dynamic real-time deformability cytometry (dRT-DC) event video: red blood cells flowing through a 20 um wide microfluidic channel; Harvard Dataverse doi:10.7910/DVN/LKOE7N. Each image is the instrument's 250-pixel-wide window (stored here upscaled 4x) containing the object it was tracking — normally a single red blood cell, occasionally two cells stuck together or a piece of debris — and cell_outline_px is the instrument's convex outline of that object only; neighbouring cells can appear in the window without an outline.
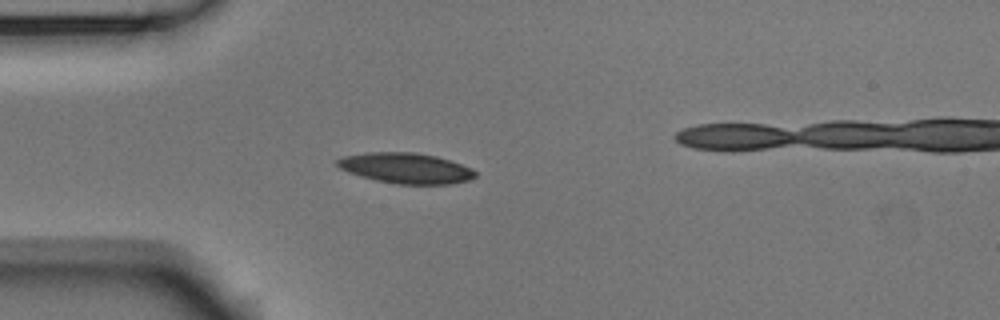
{"species": "Egyptian fruit bat (a non-hibernating species)", "species_latin": "Rousettus aegyptiacus", "temperature_condition": "room temperature", "stored_images_in_passage": 41, "camera_frame_rate_fps": 3000, "um_per_image_px": 0.085, "animal": {"sex": "male"}, "frame": {"image": 1, "passage_image": 1, "time_ms": 0.0, "image_size_px": [1000, 320], "cell_outline_px": [[476, 176], [468, 180], [448, 184], [396, 184], [376, 180], [360, 176], [348, 172], [340, 168], [336, 164], [336, 160], [340, 156], [364, 152], [416, 152], [436, 156], [472, 168], [476, 172]], "centroid_in_image_um": [34.45, 14.28], "position_along_channel_um": 50.6, "area_um2": 24.62}}
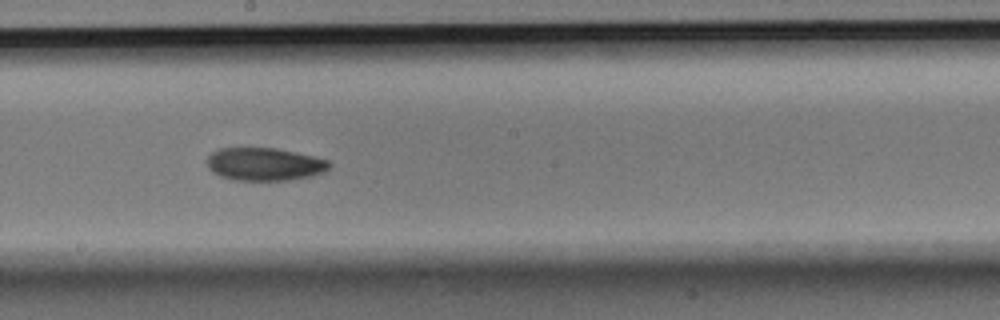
{"frame": {"image": 2, "passage_image": 16, "time_ms": 5.0, "image_size_px": [1000, 320], "cell_outline_px": [[332, 164], [324, 172], [308, 176], [288, 180], [232, 180], [220, 176], [212, 172], [208, 168], [208, 156], [212, 152], [220, 148], [276, 148], [296, 152], [328, 160]], "centroid_in_image_um": [22.46, 13.95], "position_along_channel_um": 225.7, "area_um2": 23.35}}
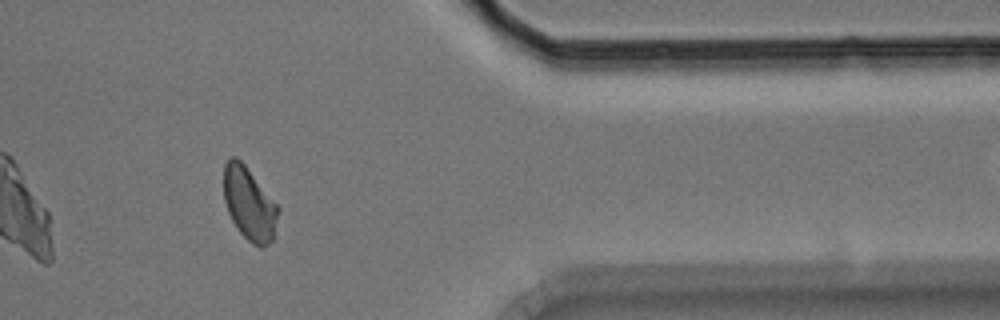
{"frame": {"image": 3, "passage_image": 31, "time_ms": 10.0, "image_size_px": [1000, 320], "cell_outline_px": [[280, 208], [272, 240], [264, 248], [260, 248], [252, 244], [240, 232], [232, 220], [228, 212], [224, 200], [224, 164], [228, 156], [236, 156], [244, 164]], "centroid_in_image_um": [21.17, 17.31], "position_along_channel_um": 390.2, "area_um2": 23.06}, "authors_computed_cell_mechanics": {"area_um2": 23.3512, "velocity_mm_per_s": 3.7012, "shape_relaxation_time_tau1_ms": 2.9983, "shape_relaxation_time_tau2_ms": 6.5615, "deformation_change_tau1": 0.1153, "deformation_change_tau2": 0.1286}}